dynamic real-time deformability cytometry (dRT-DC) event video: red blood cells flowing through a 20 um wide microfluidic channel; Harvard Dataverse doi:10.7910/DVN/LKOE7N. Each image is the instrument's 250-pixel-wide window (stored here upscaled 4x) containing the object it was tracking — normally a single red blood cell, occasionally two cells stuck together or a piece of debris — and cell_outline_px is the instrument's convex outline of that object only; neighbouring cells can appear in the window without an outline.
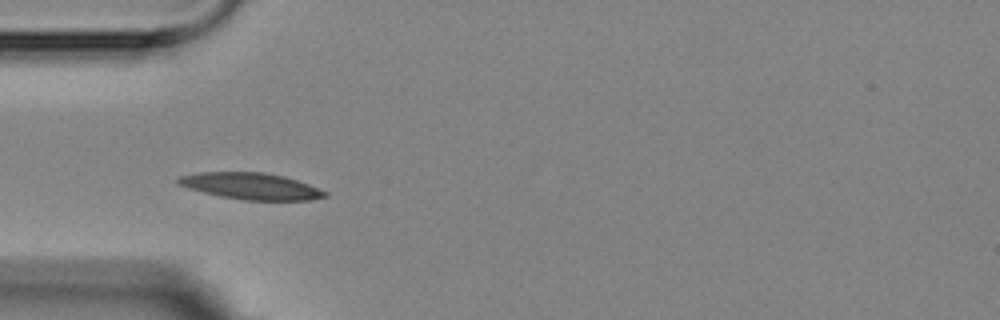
{"species": "Egyptian fruit bat (a non-hibernating species)", "species_latin": "Rousettus aegyptiacus", "temperature_condition": "room temperature", "stored_images_in_passage": 4, "camera_frame_rate_fps": 3000, "um_per_image_px": 0.085, "animal": {"sex": "female"}, "frame": {"image": 1, "passage_image": 3, "time_ms": 3.333, "image_size_px": [1000, 320], "cell_outline_px": [[328, 196], [308, 200], [244, 200], [220, 196], [188, 188], [176, 184], [176, 180], [180, 176], [200, 172], [264, 172], [284, 176], [308, 184], [328, 192]], "centroid_in_image_um": [21.32, 15.82], "position_along_channel_um": 63.7, "area_um2": 22.6}}
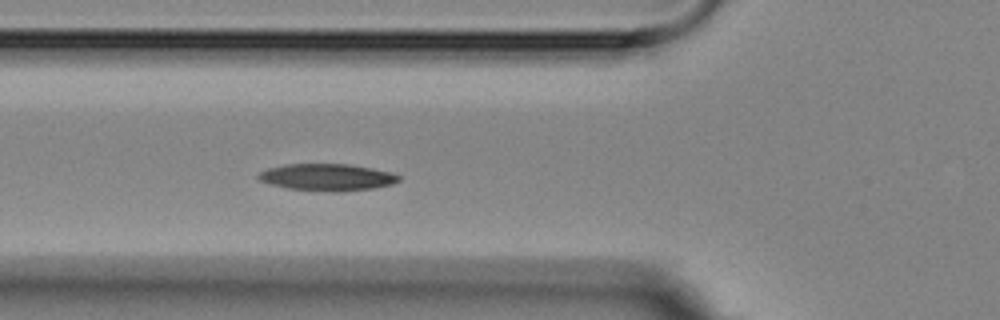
{"frame": {"image": 2, "passage_image": 4, "time_ms": 4.333, "image_size_px": [1000, 320], "cell_outline_px": [[400, 180], [392, 184], [372, 188], [336, 192], [328, 192], [288, 188], [272, 184], [260, 180], [256, 176], [260, 172], [268, 168], [284, 164], [348, 164], [372, 168], [392, 172], [400, 176]], "centroid_in_image_um": [27.82, 15.06], "position_along_channel_um": 98.0, "area_um2": 21.96}}